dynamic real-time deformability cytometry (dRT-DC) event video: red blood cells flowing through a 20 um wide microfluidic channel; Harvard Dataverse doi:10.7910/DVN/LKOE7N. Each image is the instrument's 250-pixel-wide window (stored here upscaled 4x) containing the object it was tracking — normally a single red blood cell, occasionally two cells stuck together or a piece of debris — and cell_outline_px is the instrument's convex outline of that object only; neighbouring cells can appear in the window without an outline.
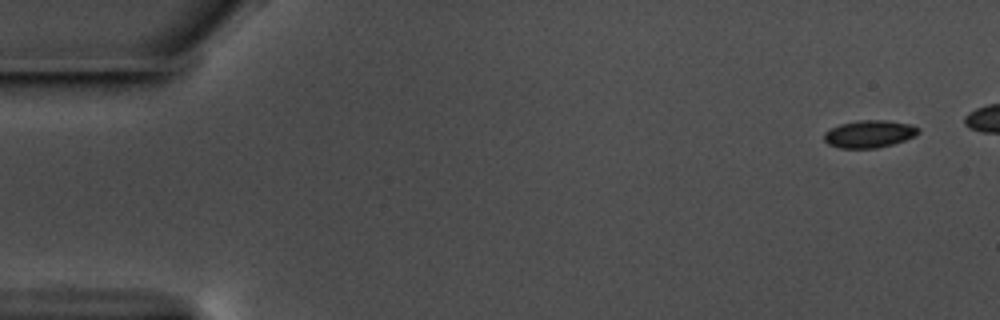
{"species": "common noctule bat (a hibernating species)", "species_latin": "Nyctalus noctula", "temperature_condition": "warm", "stored_images_in_passage": 48, "camera_frame_rate_fps": 3000, "um_per_image_px": 0.085, "animal": {"sex": "male", "body_mass_g": 17.5, "forearm_length_mm": 52.3}, "frame": {"image": 1, "passage_image": 1, "time_ms": 0.0, "image_size_px": [1000, 320], "cell_outline_px": [[920, 132], [916, 136], [892, 144], [876, 148], [840, 148], [828, 144], [824, 140], [824, 132], [840, 124], [860, 120], [888, 120], [912, 124], [920, 128]], "centroid_in_image_um": [73.92, 11.38], "position_along_channel_um": 11.1, "area_um2": 15.14}}
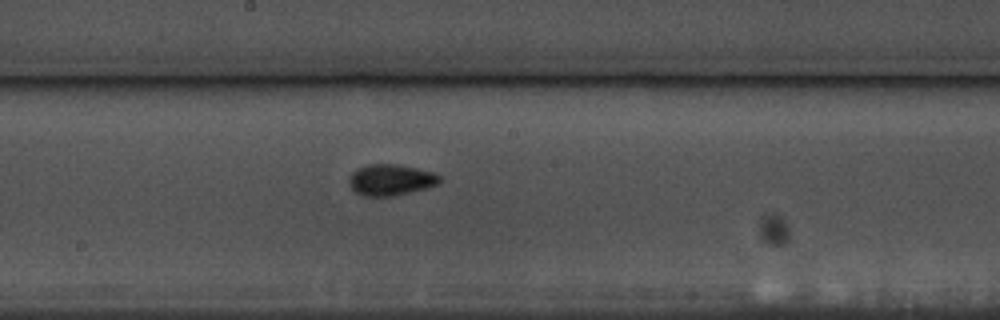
{"frame": {"image": 2, "passage_image": 29, "time_ms": 9.333, "image_size_px": [1000, 320], "cell_outline_px": [[440, 184], [428, 188], [392, 196], [364, 196], [356, 192], [348, 184], [348, 180], [352, 172], [356, 168], [368, 164], [396, 164], [436, 172], [440, 176]], "centroid_in_image_um": [33.23, 15.28], "position_along_channel_um": 215.0, "area_um2": 16.65}}
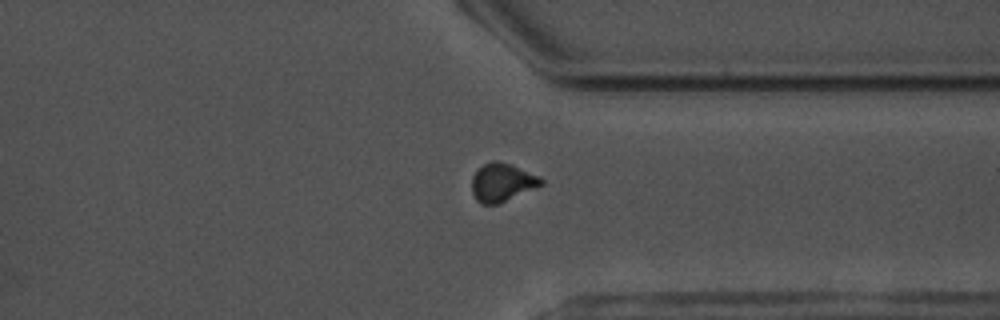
{"frame": {"image": 3, "passage_image": 42, "time_ms": 13.667, "image_size_px": [1000, 320], "cell_outline_px": [[544, 184], [496, 204], [480, 204], [476, 200], [472, 192], [472, 176], [476, 168], [492, 160], [496, 160], [512, 164], [540, 176], [544, 180]], "centroid_in_image_um": [42.66, 15.47], "position_along_channel_um": 368.7, "area_um2": 15.55}}